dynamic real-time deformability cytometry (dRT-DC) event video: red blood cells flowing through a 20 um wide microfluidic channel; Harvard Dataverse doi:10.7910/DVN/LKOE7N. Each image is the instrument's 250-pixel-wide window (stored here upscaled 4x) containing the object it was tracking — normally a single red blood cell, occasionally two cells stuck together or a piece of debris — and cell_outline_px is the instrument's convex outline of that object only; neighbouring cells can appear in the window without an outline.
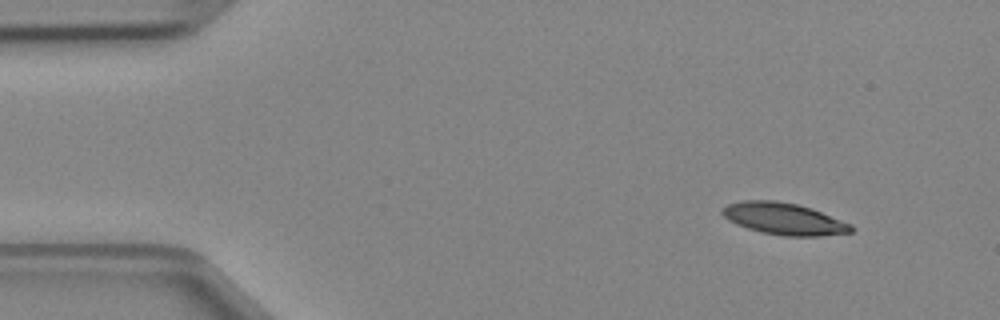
{"species": "Egyptian fruit bat (a non-hibernating species)", "species_latin": "Rousettus aegyptiacus", "temperature_condition": "cold", "stored_images_in_passage": 43, "camera_frame_rate_fps": 3000, "um_per_image_px": 0.085, "animal": {"sex": "female"}, "frame": {"image": 1, "passage_image": 1, "time_ms": 0.0, "image_size_px": [1000, 320], "cell_outline_px": [[852, 232], [820, 236], [784, 236], [760, 232], [736, 224], [728, 220], [720, 212], [720, 208], [728, 204], [744, 200], [776, 200], [796, 204], [812, 208], [852, 224]], "centroid_in_image_um": [66.61, 18.59], "position_along_channel_um": 18.4, "area_um2": 23.99}}
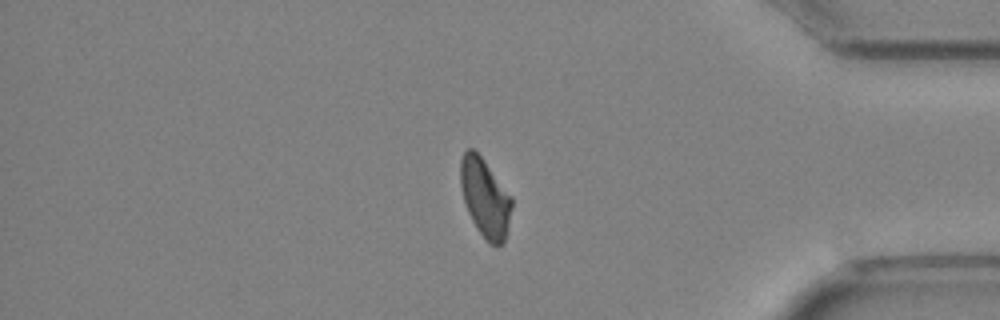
{"frame": {"image": 2, "passage_image": 36, "time_ms": 11.667, "image_size_px": [1000, 320], "cell_outline_px": [[512, 208], [508, 228], [504, 244], [488, 244], [472, 220], [468, 212], [464, 200], [460, 184], [460, 160], [464, 152], [468, 148], [472, 148], [484, 160], [512, 196]], "centroid_in_image_um": [41.24, 16.81], "position_along_channel_um": 394.0, "area_um2": 23.41}}
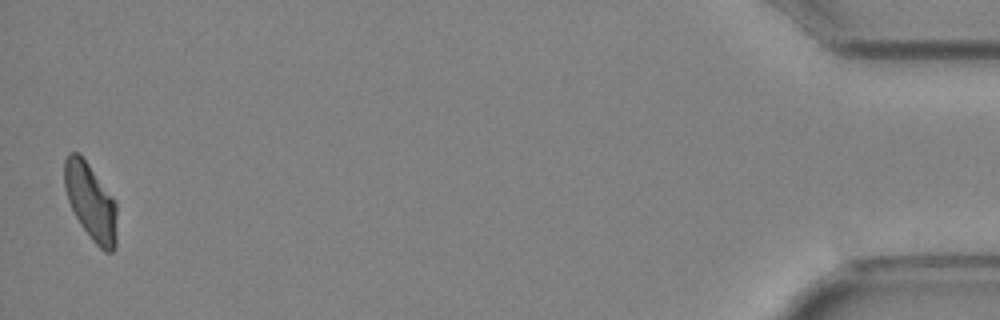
{"frame": {"image": 3, "passage_image": 43, "time_ms": 14.0, "image_size_px": [1000, 320], "cell_outline_px": [[116, 248], [112, 252], [104, 252], [92, 240], [80, 224], [68, 200], [64, 188], [64, 160], [68, 152], [76, 152], [88, 164], [112, 196], [116, 204]], "centroid_in_image_um": [7.7, 17.17], "position_along_channel_um": 427.5, "area_um2": 23.24}}